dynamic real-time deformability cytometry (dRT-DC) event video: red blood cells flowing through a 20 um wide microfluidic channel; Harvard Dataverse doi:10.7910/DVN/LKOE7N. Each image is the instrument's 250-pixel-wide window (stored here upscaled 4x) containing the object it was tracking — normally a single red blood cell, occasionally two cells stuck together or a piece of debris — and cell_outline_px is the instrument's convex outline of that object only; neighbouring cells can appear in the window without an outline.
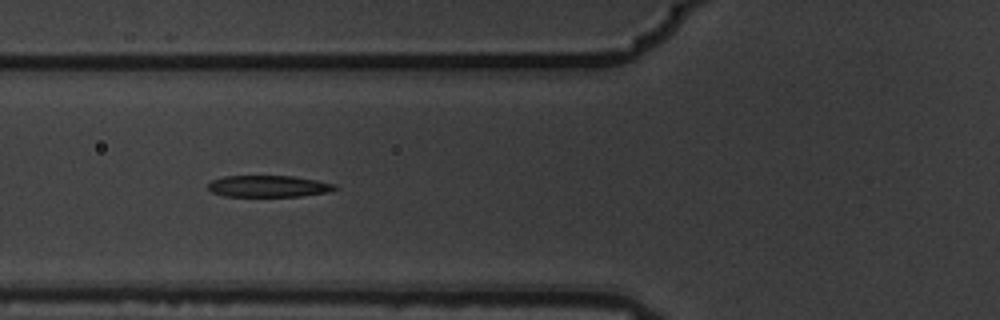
{"species": "common noctule bat (a hibernating species)", "species_latin": "Nyctalus noctula", "temperature_condition": "warm", "stored_images_in_passage": 9, "camera_frame_rate_fps": 3000, "um_per_image_px": 0.085, "animal": {"sex": "male", "body_mass_g": 19.5, "forearm_length_mm": 54.6}, "frame": {"image": 1, "passage_image": 6, "time_ms": 1.667, "image_size_px": [1000, 320], "cell_outline_px": [[340, 188], [328, 192], [300, 196], [224, 196], [212, 192], [208, 188], [208, 184], [212, 180], [224, 176], [292, 176], [316, 180], [336, 184]], "centroid_in_image_um": [22.84, 15.83], "position_along_channel_um": 103.0, "area_um2": 15.95}}
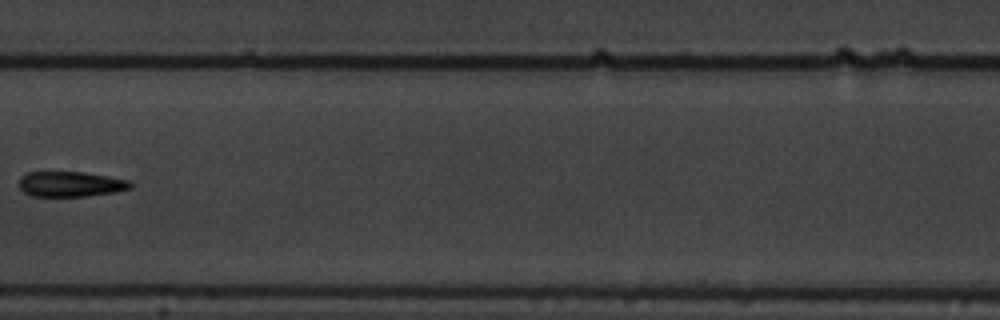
{"frame": {"image": 2, "passage_image": 8, "time_ms": 2.333, "image_size_px": [1000, 320], "cell_outline_px": [[136, 184], [132, 188], [116, 192], [88, 196], [32, 196], [24, 192], [20, 188], [20, 176], [28, 172], [84, 172], [108, 176], [128, 180]], "centroid_in_image_um": [6.05, 15.65], "position_along_channel_um": 201.4, "area_um2": 16.53}}
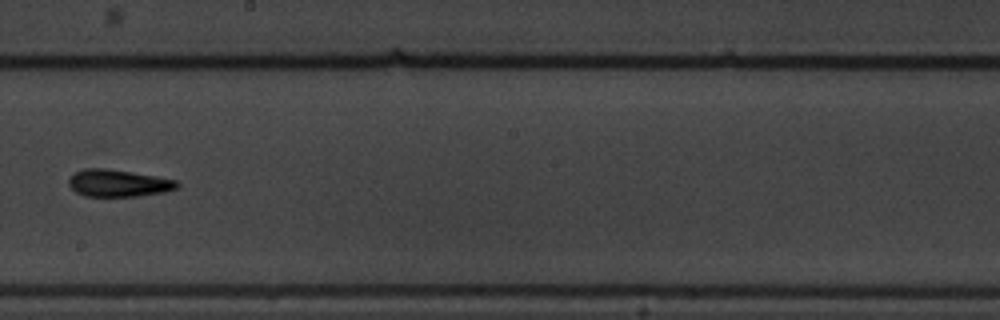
{"frame": {"image": 3, "passage_image": 9, "time_ms": 2.667, "image_size_px": [1000, 320], "cell_outline_px": [[180, 188], [164, 192], [136, 196], [84, 196], [76, 192], [68, 184], [68, 180], [76, 172], [84, 168], [104, 168], [156, 176], [176, 180], [180, 184]], "centroid_in_image_um": [10.08, 15.57], "position_along_channel_um": 238.1, "area_um2": 17.05}}